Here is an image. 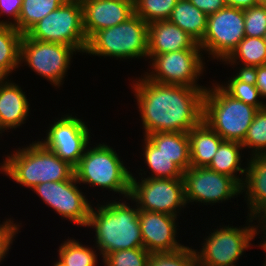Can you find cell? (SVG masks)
Instances as JSON below:
<instances>
[{"mask_svg": "<svg viewBox=\"0 0 266 266\" xmlns=\"http://www.w3.org/2000/svg\"><path fill=\"white\" fill-rule=\"evenodd\" d=\"M129 86L141 118L142 136L157 132H186L203 120L206 89L162 84L142 73Z\"/></svg>", "mask_w": 266, "mask_h": 266, "instance_id": "obj_1", "label": "cell"}, {"mask_svg": "<svg viewBox=\"0 0 266 266\" xmlns=\"http://www.w3.org/2000/svg\"><path fill=\"white\" fill-rule=\"evenodd\" d=\"M112 196L115 200L105 199L101 202L97 199L96 205L93 202L86 225L94 231L92 234L95 233L93 245L102 259L117 250L144 247L137 204L130 197L118 200V197Z\"/></svg>", "mask_w": 266, "mask_h": 266, "instance_id": "obj_2", "label": "cell"}, {"mask_svg": "<svg viewBox=\"0 0 266 266\" xmlns=\"http://www.w3.org/2000/svg\"><path fill=\"white\" fill-rule=\"evenodd\" d=\"M28 144L4 155L0 163L3 176L29 190L40 183L69 180L74 176V167L41 142L35 140Z\"/></svg>", "mask_w": 266, "mask_h": 266, "instance_id": "obj_3", "label": "cell"}, {"mask_svg": "<svg viewBox=\"0 0 266 266\" xmlns=\"http://www.w3.org/2000/svg\"><path fill=\"white\" fill-rule=\"evenodd\" d=\"M119 154L106 142L89 144L74 167V176L79 185L85 184L84 189L87 185L91 189L101 188L102 193L112 191L114 195L119 194L118 199L130 197L132 172Z\"/></svg>", "mask_w": 266, "mask_h": 266, "instance_id": "obj_4", "label": "cell"}, {"mask_svg": "<svg viewBox=\"0 0 266 266\" xmlns=\"http://www.w3.org/2000/svg\"><path fill=\"white\" fill-rule=\"evenodd\" d=\"M212 82L204 93L203 121L224 141L242 143L258 109L234 99Z\"/></svg>", "mask_w": 266, "mask_h": 266, "instance_id": "obj_5", "label": "cell"}, {"mask_svg": "<svg viewBox=\"0 0 266 266\" xmlns=\"http://www.w3.org/2000/svg\"><path fill=\"white\" fill-rule=\"evenodd\" d=\"M87 54L121 61H148V23L134 14L125 22L99 30L88 40Z\"/></svg>", "mask_w": 266, "mask_h": 266, "instance_id": "obj_6", "label": "cell"}, {"mask_svg": "<svg viewBox=\"0 0 266 266\" xmlns=\"http://www.w3.org/2000/svg\"><path fill=\"white\" fill-rule=\"evenodd\" d=\"M242 226L221 225L203 233L200 249H195L198 266H236L254 244L253 217L246 216ZM246 225V226H245ZM254 239V240H253ZM253 242V243H252Z\"/></svg>", "mask_w": 266, "mask_h": 266, "instance_id": "obj_7", "label": "cell"}, {"mask_svg": "<svg viewBox=\"0 0 266 266\" xmlns=\"http://www.w3.org/2000/svg\"><path fill=\"white\" fill-rule=\"evenodd\" d=\"M79 52L66 44L43 42L23 34L20 46V67L28 66L53 88L61 90L68 70L73 63V55Z\"/></svg>", "mask_w": 266, "mask_h": 266, "instance_id": "obj_8", "label": "cell"}, {"mask_svg": "<svg viewBox=\"0 0 266 266\" xmlns=\"http://www.w3.org/2000/svg\"><path fill=\"white\" fill-rule=\"evenodd\" d=\"M43 42L62 43L85 55L88 40L83 29L80 0H67L58 9L33 25L26 33Z\"/></svg>", "mask_w": 266, "mask_h": 266, "instance_id": "obj_9", "label": "cell"}, {"mask_svg": "<svg viewBox=\"0 0 266 266\" xmlns=\"http://www.w3.org/2000/svg\"><path fill=\"white\" fill-rule=\"evenodd\" d=\"M205 59L201 49H184L154 55L148 62L150 68L142 74L147 79L162 84L206 89L207 86L198 81L204 77V71L206 74Z\"/></svg>", "mask_w": 266, "mask_h": 266, "instance_id": "obj_10", "label": "cell"}, {"mask_svg": "<svg viewBox=\"0 0 266 266\" xmlns=\"http://www.w3.org/2000/svg\"><path fill=\"white\" fill-rule=\"evenodd\" d=\"M130 198L140 210L176 217L189 209L182 178H138L132 172Z\"/></svg>", "mask_w": 266, "mask_h": 266, "instance_id": "obj_11", "label": "cell"}, {"mask_svg": "<svg viewBox=\"0 0 266 266\" xmlns=\"http://www.w3.org/2000/svg\"><path fill=\"white\" fill-rule=\"evenodd\" d=\"M244 37V10L225 6L208 16L205 35L198 44L203 55L210 58L207 63L222 64Z\"/></svg>", "mask_w": 266, "mask_h": 266, "instance_id": "obj_12", "label": "cell"}, {"mask_svg": "<svg viewBox=\"0 0 266 266\" xmlns=\"http://www.w3.org/2000/svg\"><path fill=\"white\" fill-rule=\"evenodd\" d=\"M66 114H58L50 121L45 131V137L38 138L46 148L53 151L59 158L68 162L71 166L75 167L92 140V129L83 120L79 118L75 112ZM61 117H60V116Z\"/></svg>", "mask_w": 266, "mask_h": 266, "instance_id": "obj_13", "label": "cell"}, {"mask_svg": "<svg viewBox=\"0 0 266 266\" xmlns=\"http://www.w3.org/2000/svg\"><path fill=\"white\" fill-rule=\"evenodd\" d=\"M187 205L211 207L232 202L241 194V185L232 177L207 167H189L182 175ZM232 198V199H231Z\"/></svg>", "mask_w": 266, "mask_h": 266, "instance_id": "obj_14", "label": "cell"}, {"mask_svg": "<svg viewBox=\"0 0 266 266\" xmlns=\"http://www.w3.org/2000/svg\"><path fill=\"white\" fill-rule=\"evenodd\" d=\"M75 176L59 182H45L31 189L62 220L86 228L93 203L78 185Z\"/></svg>", "mask_w": 266, "mask_h": 266, "instance_id": "obj_15", "label": "cell"}, {"mask_svg": "<svg viewBox=\"0 0 266 266\" xmlns=\"http://www.w3.org/2000/svg\"><path fill=\"white\" fill-rule=\"evenodd\" d=\"M178 218L166 213L140 210L141 236L149 253L175 252L185 247L186 244L178 239L181 228Z\"/></svg>", "mask_w": 266, "mask_h": 266, "instance_id": "obj_16", "label": "cell"}, {"mask_svg": "<svg viewBox=\"0 0 266 266\" xmlns=\"http://www.w3.org/2000/svg\"><path fill=\"white\" fill-rule=\"evenodd\" d=\"M87 40L96 32L118 25L135 14L134 0H80Z\"/></svg>", "mask_w": 266, "mask_h": 266, "instance_id": "obj_17", "label": "cell"}, {"mask_svg": "<svg viewBox=\"0 0 266 266\" xmlns=\"http://www.w3.org/2000/svg\"><path fill=\"white\" fill-rule=\"evenodd\" d=\"M19 83L7 78L0 86V136L27 123L31 105ZM31 108V109H30Z\"/></svg>", "mask_w": 266, "mask_h": 266, "instance_id": "obj_18", "label": "cell"}, {"mask_svg": "<svg viewBox=\"0 0 266 266\" xmlns=\"http://www.w3.org/2000/svg\"><path fill=\"white\" fill-rule=\"evenodd\" d=\"M184 49H201L198 42L169 20L148 24V56L161 55Z\"/></svg>", "mask_w": 266, "mask_h": 266, "instance_id": "obj_19", "label": "cell"}, {"mask_svg": "<svg viewBox=\"0 0 266 266\" xmlns=\"http://www.w3.org/2000/svg\"><path fill=\"white\" fill-rule=\"evenodd\" d=\"M241 194L249 217H254L266 206V154L248 157Z\"/></svg>", "mask_w": 266, "mask_h": 266, "instance_id": "obj_20", "label": "cell"}, {"mask_svg": "<svg viewBox=\"0 0 266 266\" xmlns=\"http://www.w3.org/2000/svg\"><path fill=\"white\" fill-rule=\"evenodd\" d=\"M191 167H207L224 141L203 120L188 132Z\"/></svg>", "mask_w": 266, "mask_h": 266, "instance_id": "obj_21", "label": "cell"}, {"mask_svg": "<svg viewBox=\"0 0 266 266\" xmlns=\"http://www.w3.org/2000/svg\"><path fill=\"white\" fill-rule=\"evenodd\" d=\"M244 154L246 153L241 143L223 141L207 168L234 178L242 186L248 159ZM244 158L246 159L243 163Z\"/></svg>", "mask_w": 266, "mask_h": 266, "instance_id": "obj_22", "label": "cell"}, {"mask_svg": "<svg viewBox=\"0 0 266 266\" xmlns=\"http://www.w3.org/2000/svg\"><path fill=\"white\" fill-rule=\"evenodd\" d=\"M141 156L146 170L137 168L140 178H182L183 171L164 153L161 152L146 136L142 137ZM143 153V154H142ZM148 172V173H147ZM149 174V175H146Z\"/></svg>", "mask_w": 266, "mask_h": 266, "instance_id": "obj_23", "label": "cell"}, {"mask_svg": "<svg viewBox=\"0 0 266 266\" xmlns=\"http://www.w3.org/2000/svg\"><path fill=\"white\" fill-rule=\"evenodd\" d=\"M222 64L233 68V74L234 71L248 72L253 67L265 65L266 44L263 38L245 36Z\"/></svg>", "mask_w": 266, "mask_h": 266, "instance_id": "obj_24", "label": "cell"}, {"mask_svg": "<svg viewBox=\"0 0 266 266\" xmlns=\"http://www.w3.org/2000/svg\"><path fill=\"white\" fill-rule=\"evenodd\" d=\"M146 137L183 172L191 167L188 133L157 132Z\"/></svg>", "mask_w": 266, "mask_h": 266, "instance_id": "obj_25", "label": "cell"}, {"mask_svg": "<svg viewBox=\"0 0 266 266\" xmlns=\"http://www.w3.org/2000/svg\"><path fill=\"white\" fill-rule=\"evenodd\" d=\"M207 18L208 16L189 0H178L168 20L199 43L207 29Z\"/></svg>", "mask_w": 266, "mask_h": 266, "instance_id": "obj_26", "label": "cell"}, {"mask_svg": "<svg viewBox=\"0 0 266 266\" xmlns=\"http://www.w3.org/2000/svg\"><path fill=\"white\" fill-rule=\"evenodd\" d=\"M226 81L216 83L234 99L243 101L245 104L256 107L258 110L266 107V102L260 96L257 87L254 84L252 77L248 72H238L231 77L225 78ZM228 79V81H227Z\"/></svg>", "mask_w": 266, "mask_h": 266, "instance_id": "obj_27", "label": "cell"}, {"mask_svg": "<svg viewBox=\"0 0 266 266\" xmlns=\"http://www.w3.org/2000/svg\"><path fill=\"white\" fill-rule=\"evenodd\" d=\"M23 34L15 27L0 24V72L7 78L20 69V46Z\"/></svg>", "mask_w": 266, "mask_h": 266, "instance_id": "obj_28", "label": "cell"}, {"mask_svg": "<svg viewBox=\"0 0 266 266\" xmlns=\"http://www.w3.org/2000/svg\"><path fill=\"white\" fill-rule=\"evenodd\" d=\"M95 248L92 244H82V241L68 236L58 246L57 259L66 266H97L98 261L100 262L98 258L102 260V257Z\"/></svg>", "mask_w": 266, "mask_h": 266, "instance_id": "obj_29", "label": "cell"}, {"mask_svg": "<svg viewBox=\"0 0 266 266\" xmlns=\"http://www.w3.org/2000/svg\"><path fill=\"white\" fill-rule=\"evenodd\" d=\"M67 0H22V8L17 24L14 26L25 34L33 25L58 9Z\"/></svg>", "mask_w": 266, "mask_h": 266, "instance_id": "obj_30", "label": "cell"}, {"mask_svg": "<svg viewBox=\"0 0 266 266\" xmlns=\"http://www.w3.org/2000/svg\"><path fill=\"white\" fill-rule=\"evenodd\" d=\"M241 144L248 157L266 154V107L256 112Z\"/></svg>", "mask_w": 266, "mask_h": 266, "instance_id": "obj_31", "label": "cell"}, {"mask_svg": "<svg viewBox=\"0 0 266 266\" xmlns=\"http://www.w3.org/2000/svg\"><path fill=\"white\" fill-rule=\"evenodd\" d=\"M178 0H134L135 14L146 23L168 20Z\"/></svg>", "mask_w": 266, "mask_h": 266, "instance_id": "obj_32", "label": "cell"}, {"mask_svg": "<svg viewBox=\"0 0 266 266\" xmlns=\"http://www.w3.org/2000/svg\"><path fill=\"white\" fill-rule=\"evenodd\" d=\"M191 247L186 245L175 252L151 253L147 266H198L194 247Z\"/></svg>", "mask_w": 266, "mask_h": 266, "instance_id": "obj_33", "label": "cell"}, {"mask_svg": "<svg viewBox=\"0 0 266 266\" xmlns=\"http://www.w3.org/2000/svg\"><path fill=\"white\" fill-rule=\"evenodd\" d=\"M150 255L144 247L124 249L109 253L101 262L104 266H147Z\"/></svg>", "mask_w": 266, "mask_h": 266, "instance_id": "obj_34", "label": "cell"}, {"mask_svg": "<svg viewBox=\"0 0 266 266\" xmlns=\"http://www.w3.org/2000/svg\"><path fill=\"white\" fill-rule=\"evenodd\" d=\"M245 36L261 37L266 32V5L258 4L244 10Z\"/></svg>", "mask_w": 266, "mask_h": 266, "instance_id": "obj_35", "label": "cell"}, {"mask_svg": "<svg viewBox=\"0 0 266 266\" xmlns=\"http://www.w3.org/2000/svg\"><path fill=\"white\" fill-rule=\"evenodd\" d=\"M14 220L13 217H8L0 223V264L8 257L9 250L14 243L13 241L17 239L15 237L21 232L20 229L23 228L21 226H24L22 223L15 222Z\"/></svg>", "mask_w": 266, "mask_h": 266, "instance_id": "obj_36", "label": "cell"}, {"mask_svg": "<svg viewBox=\"0 0 266 266\" xmlns=\"http://www.w3.org/2000/svg\"><path fill=\"white\" fill-rule=\"evenodd\" d=\"M22 8V0H0V18L4 17V20L0 19V24L15 26L18 22L19 15ZM2 15V17H1Z\"/></svg>", "mask_w": 266, "mask_h": 266, "instance_id": "obj_37", "label": "cell"}, {"mask_svg": "<svg viewBox=\"0 0 266 266\" xmlns=\"http://www.w3.org/2000/svg\"><path fill=\"white\" fill-rule=\"evenodd\" d=\"M257 87L260 96L266 99V64L253 67L248 71Z\"/></svg>", "mask_w": 266, "mask_h": 266, "instance_id": "obj_38", "label": "cell"}, {"mask_svg": "<svg viewBox=\"0 0 266 266\" xmlns=\"http://www.w3.org/2000/svg\"><path fill=\"white\" fill-rule=\"evenodd\" d=\"M200 11H203L207 16L224 8V0H189Z\"/></svg>", "mask_w": 266, "mask_h": 266, "instance_id": "obj_39", "label": "cell"}, {"mask_svg": "<svg viewBox=\"0 0 266 266\" xmlns=\"http://www.w3.org/2000/svg\"><path fill=\"white\" fill-rule=\"evenodd\" d=\"M253 229H254V237H257L259 234V236L261 237V241L259 244L255 245L256 247H259V249H262V251H264L263 253H265V257L264 260L266 261V228H262L260 227L253 218Z\"/></svg>", "mask_w": 266, "mask_h": 266, "instance_id": "obj_40", "label": "cell"}, {"mask_svg": "<svg viewBox=\"0 0 266 266\" xmlns=\"http://www.w3.org/2000/svg\"><path fill=\"white\" fill-rule=\"evenodd\" d=\"M224 2L226 6L241 10L249 9L252 6L258 5L256 0H224Z\"/></svg>", "mask_w": 266, "mask_h": 266, "instance_id": "obj_41", "label": "cell"}, {"mask_svg": "<svg viewBox=\"0 0 266 266\" xmlns=\"http://www.w3.org/2000/svg\"><path fill=\"white\" fill-rule=\"evenodd\" d=\"M253 218L260 227L266 228V206L262 208Z\"/></svg>", "mask_w": 266, "mask_h": 266, "instance_id": "obj_42", "label": "cell"}, {"mask_svg": "<svg viewBox=\"0 0 266 266\" xmlns=\"http://www.w3.org/2000/svg\"><path fill=\"white\" fill-rule=\"evenodd\" d=\"M7 79V77L0 72V86Z\"/></svg>", "mask_w": 266, "mask_h": 266, "instance_id": "obj_43", "label": "cell"}, {"mask_svg": "<svg viewBox=\"0 0 266 266\" xmlns=\"http://www.w3.org/2000/svg\"><path fill=\"white\" fill-rule=\"evenodd\" d=\"M52 266H66V265L62 264L58 259H56V261L52 263Z\"/></svg>", "mask_w": 266, "mask_h": 266, "instance_id": "obj_44", "label": "cell"}, {"mask_svg": "<svg viewBox=\"0 0 266 266\" xmlns=\"http://www.w3.org/2000/svg\"><path fill=\"white\" fill-rule=\"evenodd\" d=\"M257 4L266 5V0H256Z\"/></svg>", "mask_w": 266, "mask_h": 266, "instance_id": "obj_45", "label": "cell"}, {"mask_svg": "<svg viewBox=\"0 0 266 266\" xmlns=\"http://www.w3.org/2000/svg\"><path fill=\"white\" fill-rule=\"evenodd\" d=\"M263 40H264V43L266 44V32H265V34L263 35Z\"/></svg>", "mask_w": 266, "mask_h": 266, "instance_id": "obj_46", "label": "cell"}, {"mask_svg": "<svg viewBox=\"0 0 266 266\" xmlns=\"http://www.w3.org/2000/svg\"><path fill=\"white\" fill-rule=\"evenodd\" d=\"M263 262V265L262 266H266V261H262Z\"/></svg>", "mask_w": 266, "mask_h": 266, "instance_id": "obj_47", "label": "cell"}]
</instances>
